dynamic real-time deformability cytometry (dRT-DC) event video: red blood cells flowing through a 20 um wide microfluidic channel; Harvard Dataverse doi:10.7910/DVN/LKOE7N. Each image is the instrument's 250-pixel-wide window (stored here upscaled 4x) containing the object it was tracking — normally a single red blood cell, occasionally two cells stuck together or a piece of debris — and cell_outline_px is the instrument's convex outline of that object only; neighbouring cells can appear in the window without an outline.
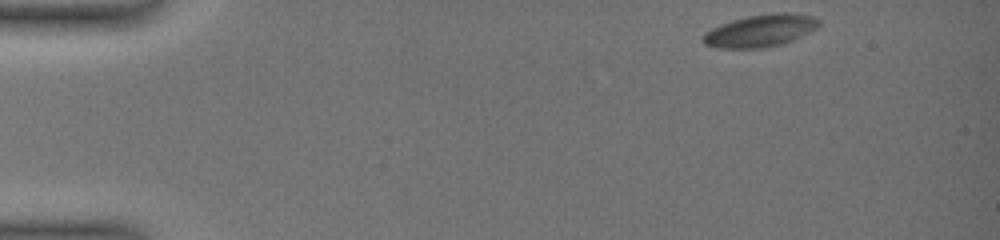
{"species": "common noctule bat (a hibernating species)", "species_latin": "Nyctalus noctula", "temperature_condition": "warm", "stored_images_in_passage": 4, "camera_frame_rate_fps": 3000, "um_per_image_px": 0.085, "animal": {"sex": "female", "body_mass_g": 19.0, "forearm_length_mm": 51.5}, "frame": {"image": 1, "passage_image": 1, "time_ms": 0.0, "image_size_px": [1000, 240], "cell_outline_px": [[820, 24], [816, 28], [792, 40], [780, 44], [764, 48], [716, 48], [704, 44], [700, 40], [700, 36], [704, 32], [720, 24], [732, 20], [748, 16], [772, 12], [788, 12], [812, 16], [820, 20]], "centroid_in_image_um": [64.57, 2.6], "position_along_channel_um": 20.4, "area_um2": 21.96}}